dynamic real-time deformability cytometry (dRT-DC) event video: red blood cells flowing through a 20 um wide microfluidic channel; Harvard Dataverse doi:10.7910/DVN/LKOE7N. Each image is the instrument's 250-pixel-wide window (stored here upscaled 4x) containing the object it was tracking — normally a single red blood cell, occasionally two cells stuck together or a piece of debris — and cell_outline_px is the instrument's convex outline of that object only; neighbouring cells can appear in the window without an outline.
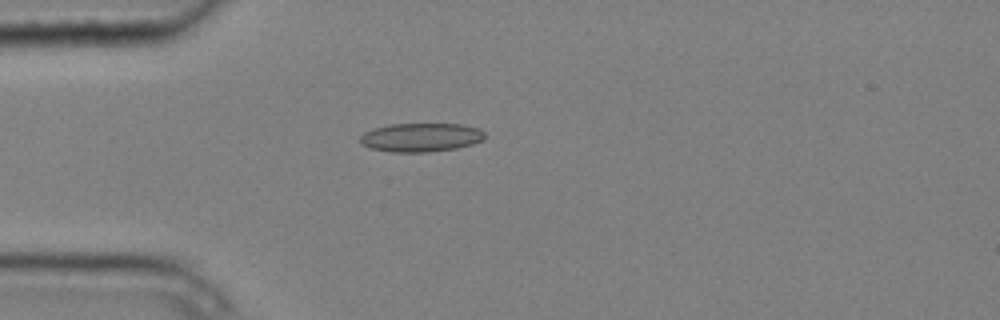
{"species": "common noctule bat (a hibernating species)", "species_latin": "Nyctalus noctula", "temperature_condition": "cold", "stored_images_in_passage": 1, "camera_frame_rate_fps": 3000, "um_per_image_px": 0.085, "animal": {"sex": "male", "body_mass_g": 20.4}, "frame": {"image": 1, "passage_image": 1, "time_ms": 0.0, "image_size_px": [1000, 320], "cell_outline_px": [[484, 140], [472, 144], [456, 148], [428, 152], [392, 152], [368, 148], [360, 144], [360, 136], [364, 132], [376, 128], [392, 124], [460, 124], [480, 128], [484, 132]], "centroid_in_image_um": [35.77, 11.68], "position_along_channel_um": 49.2, "area_um2": 20.92}}